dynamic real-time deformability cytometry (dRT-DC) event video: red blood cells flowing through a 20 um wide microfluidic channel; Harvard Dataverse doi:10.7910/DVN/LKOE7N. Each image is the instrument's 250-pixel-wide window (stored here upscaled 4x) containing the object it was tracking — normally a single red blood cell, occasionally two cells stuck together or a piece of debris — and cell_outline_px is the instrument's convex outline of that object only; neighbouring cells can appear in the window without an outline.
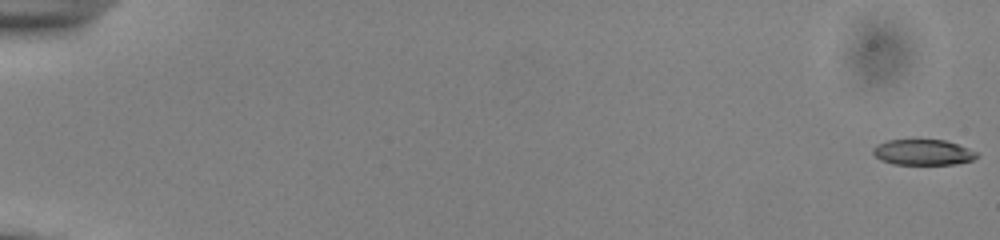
{"species": "common noctule bat (a hibernating species)", "species_latin": "Nyctalus noctula", "temperature_condition": "cold", "stored_images_in_passage": 55, "camera_frame_rate_fps": 3000, "um_per_image_px": 0.085, "animal": {"sex": "male", "body_mass_g": 13.0, "forearm_length_mm": 53.1}, "frame": {"image": 1, "passage_image": 1, "time_ms": 0.0, "image_size_px": [1000, 240], "cell_outline_px": [[980, 156], [972, 160], [956, 164], [892, 164], [880, 160], [872, 152], [872, 148], [876, 144], [888, 140], [944, 140], [980, 152]], "centroid_in_image_um": [78.47, 12.95], "position_along_channel_um": 6.5, "area_um2": 15.61}}
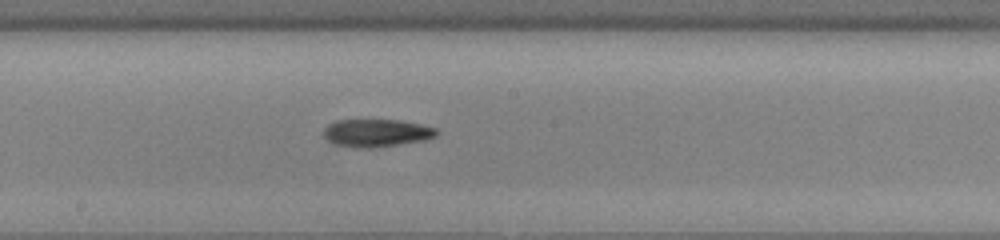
{"frame": {"image": 2, "passage_image": 32, "time_ms": 10.333, "image_size_px": [1000, 240], "cell_outline_px": [[440, 132], [436, 136], [424, 140], [372, 148], [356, 148], [336, 144], [328, 140], [324, 136], [324, 128], [328, 124], [336, 120], [400, 120], [420, 124], [436, 128]], "centroid_in_image_um": [32.01, 11.29], "position_along_channel_um": 216.2, "area_um2": 18.21}}
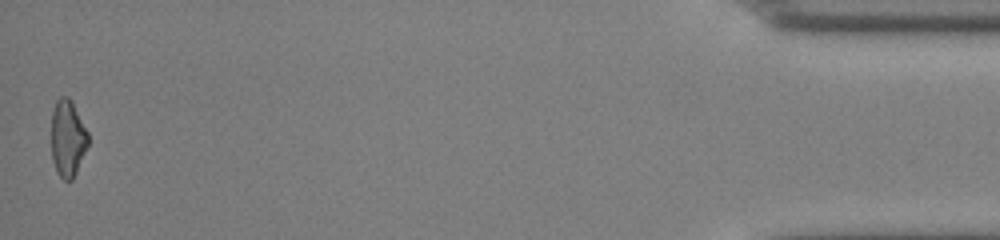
{"frame": {"image": 3, "passage_image": 55, "time_ms": 18.0, "image_size_px": [1000, 240], "cell_outline_px": [[88, 144], [76, 172], [72, 180], [64, 180], [56, 172], [52, 160], [52, 112], [56, 100], [60, 96], [68, 96], [72, 100], [88, 132]], "centroid_in_image_um": [5.75, 11.73], "position_along_channel_um": 429.5, "area_um2": 16.47}, "authors_computed_cell_mechanics": {"area_um2": 17.2822, "velocity_mm_per_s": 3.8743, "shape_relaxation_time_tau1_ms": 8.1889, "shape_relaxation_time_tau2_ms": null, "deformation_change_tau1": 0.1953, "deformation_change_tau2": null}}